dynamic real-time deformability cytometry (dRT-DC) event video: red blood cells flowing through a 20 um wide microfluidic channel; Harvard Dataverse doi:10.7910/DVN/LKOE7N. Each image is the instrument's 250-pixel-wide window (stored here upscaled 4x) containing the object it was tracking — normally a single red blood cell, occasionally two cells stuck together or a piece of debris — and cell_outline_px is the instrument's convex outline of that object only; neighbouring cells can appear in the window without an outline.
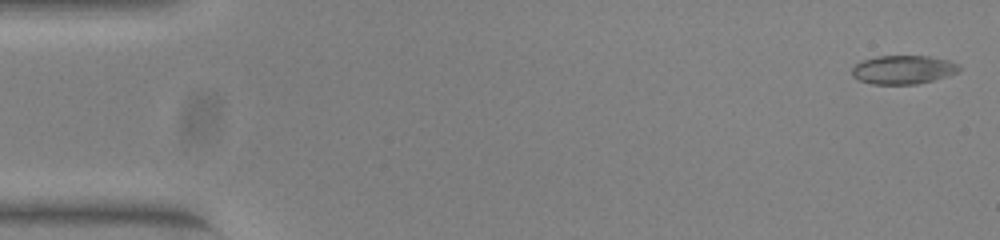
{"species": "common noctule bat (a hibernating species)", "species_latin": "Nyctalus noctula", "temperature_condition": "warm", "stored_images_in_passage": 53, "camera_frame_rate_fps": 3000, "um_per_image_px": 0.085, "animal": {"sex": "female", "body_mass_g": 23.0, "forearm_length_mm": 53.4}, "frame": {"image": 1, "passage_image": 2, "time_ms": 0.333, "image_size_px": [1000, 240], "cell_outline_px": [[960, 68], [956, 72], [948, 76], [916, 84], [872, 84], [860, 80], [852, 76], [852, 68], [860, 60], [876, 56], [928, 56], [948, 60], [960, 64]], "centroid_in_image_um": [76.75, 5.91], "position_along_channel_um": 8.2, "area_um2": 17.92}}
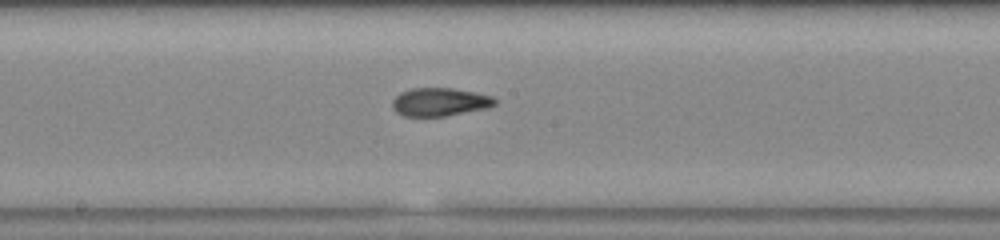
{"frame": {"image": 2, "passage_image": 28, "time_ms": 9.0, "image_size_px": [1000, 240], "cell_outline_px": [[496, 104], [488, 108], [448, 116], [404, 116], [396, 112], [392, 108], [392, 100], [400, 92], [412, 88], [452, 88], [476, 92], [492, 96], [496, 100]], "centroid_in_image_um": [37.39, 8.67], "position_along_channel_um": 210.8, "area_um2": 17.05}}
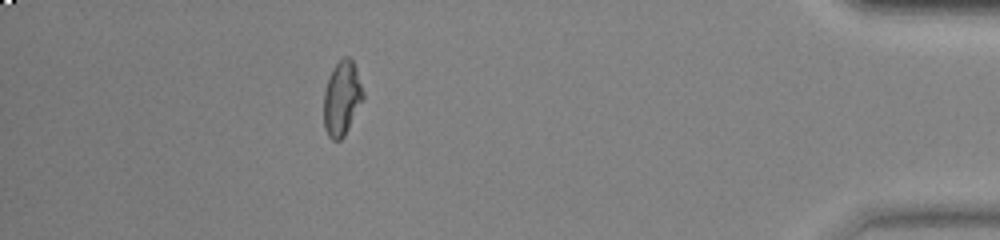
{"frame": {"image": 3, "passage_image": 47, "time_ms": 15.333, "image_size_px": [1000, 240], "cell_outline_px": [[364, 96], [344, 136], [340, 140], [332, 140], [328, 136], [324, 128], [324, 92], [328, 76], [332, 68], [344, 56], [348, 56], [352, 60], [356, 68], [364, 92]], "centroid_in_image_um": [29.04, 8.34], "position_along_channel_um": 406.2, "area_um2": 16.99}, "authors_computed_cell_mechanics": {"area_um2": 17.3978, "velocity_mm_per_s": 3.9308, "shape_relaxation_time_tau1_ms": null, "shape_relaxation_time_tau2_ms": 1.4617, "deformation_change_tau1": null, "deformation_change_tau2": 0.0657}}